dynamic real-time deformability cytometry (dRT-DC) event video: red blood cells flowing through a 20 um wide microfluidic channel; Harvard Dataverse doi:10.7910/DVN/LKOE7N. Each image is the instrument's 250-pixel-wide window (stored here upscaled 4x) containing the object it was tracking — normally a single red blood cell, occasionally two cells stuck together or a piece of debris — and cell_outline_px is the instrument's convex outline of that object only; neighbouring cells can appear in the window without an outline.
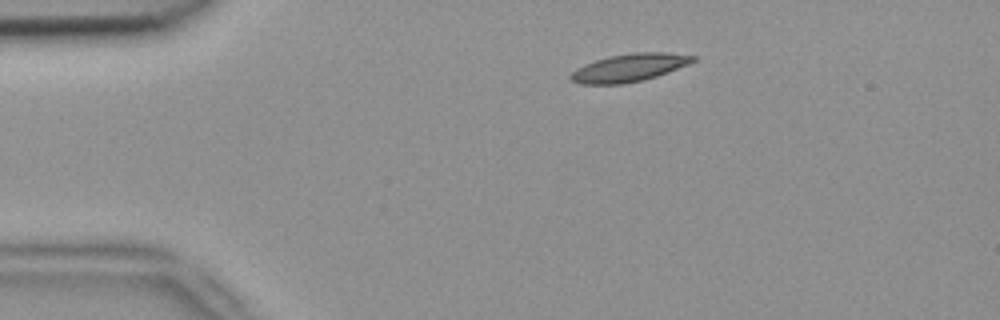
{"species": "common noctule bat (a hibernating species)", "species_latin": "Nyctalus noctula", "temperature_condition": "room temperature", "stored_images_in_passage": 2, "camera_frame_rate_fps": 3000, "um_per_image_px": 0.085, "animal": {"sex": "female", "body_mass_g": 18.4}, "frame": {"image": 1, "passage_image": 2, "time_ms": 0.333, "image_size_px": [1000, 320], "cell_outline_px": [[696, 60], [688, 64], [668, 72], [644, 80], [624, 84], [580, 84], [572, 80], [568, 76], [576, 68], [584, 64], [608, 56], [632, 52], [668, 52], [696, 56]], "centroid_in_image_um": [53.48, 5.75], "position_along_channel_um": 31.5, "area_um2": 19.94}}